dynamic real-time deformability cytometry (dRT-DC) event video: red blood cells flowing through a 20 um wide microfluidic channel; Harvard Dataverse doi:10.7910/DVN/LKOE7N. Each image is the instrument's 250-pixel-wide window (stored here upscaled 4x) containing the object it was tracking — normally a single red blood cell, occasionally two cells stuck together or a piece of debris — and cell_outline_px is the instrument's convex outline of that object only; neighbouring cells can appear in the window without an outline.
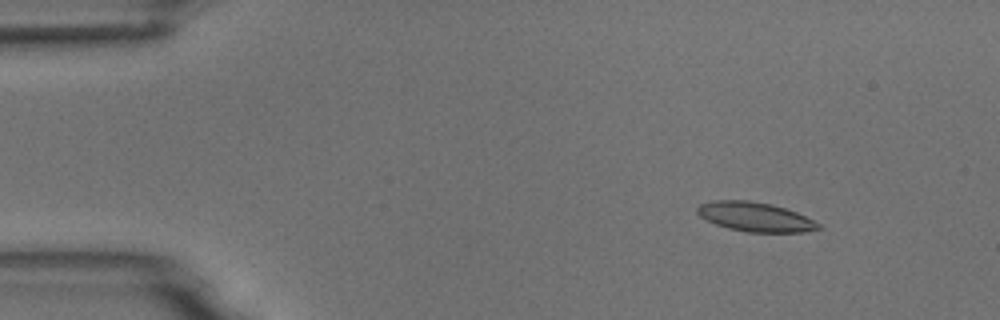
{"species": "common noctule bat (a hibernating species)", "species_latin": "Nyctalus noctula", "temperature_condition": "room temperature", "stored_images_in_passage": 3, "camera_frame_rate_fps": 3000, "um_per_image_px": 0.085, "animal": {"sex": "male", "body_mass_g": 18.8}, "frame": {"image": 1, "passage_image": 1, "time_ms": 0.0, "image_size_px": [1000, 320], "cell_outline_px": [[824, 228], [804, 232], [748, 232], [728, 228], [716, 224], [700, 216], [696, 212], [696, 208], [700, 204], [712, 200], [748, 200], [772, 204], [796, 212], [820, 224]], "centroid_in_image_um": [64.18, 18.43], "position_along_channel_um": 20.8, "area_um2": 20.63}}
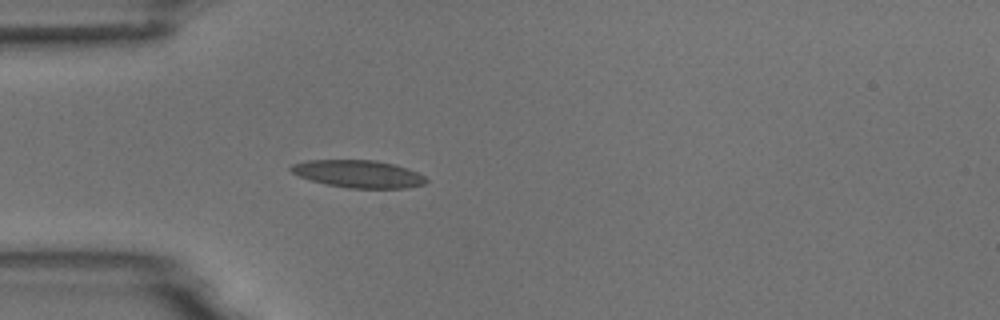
{"frame": {"image": 2, "passage_image": 3, "time_ms": 3.0, "image_size_px": [1000, 320], "cell_outline_px": [[428, 180], [424, 184], [404, 188], [348, 188], [328, 184], [312, 180], [300, 176], [292, 172], [288, 168], [292, 164], [304, 160], [376, 160], [396, 164], [408, 168], [424, 176]], "centroid_in_image_um": [30.47, 14.77], "position_along_channel_um": 54.5, "area_um2": 21.62}}